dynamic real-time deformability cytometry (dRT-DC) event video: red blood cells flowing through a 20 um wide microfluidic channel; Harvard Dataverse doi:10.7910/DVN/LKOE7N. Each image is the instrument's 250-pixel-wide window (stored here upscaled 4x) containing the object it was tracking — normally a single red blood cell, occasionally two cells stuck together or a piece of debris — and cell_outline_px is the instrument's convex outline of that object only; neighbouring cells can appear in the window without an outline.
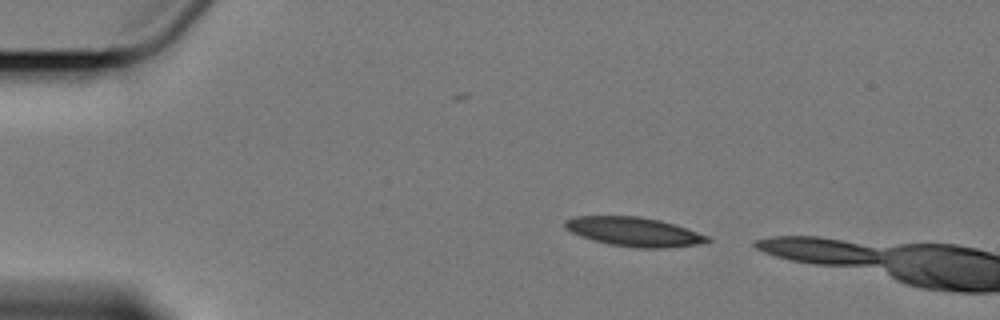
{"species": "Egyptian fruit bat (a non-hibernating species)", "species_latin": "Rousettus aegyptiacus", "temperature_condition": "cold", "stored_images_in_passage": 3, "camera_frame_rate_fps": 3000, "um_per_image_px": 0.085, "animal": {"sex": "female"}, "frame": {"image": 1, "passage_image": 1, "time_ms": 0.0, "image_size_px": [1000, 320], "cell_outline_px": [[712, 240], [696, 244], [664, 248], [636, 248], [608, 244], [580, 236], [564, 228], [564, 220], [572, 216], [640, 216], [660, 220], [676, 224], [708, 236]], "centroid_in_image_um": [53.85, 19.69], "position_along_channel_um": 31.1, "area_um2": 24.22}}